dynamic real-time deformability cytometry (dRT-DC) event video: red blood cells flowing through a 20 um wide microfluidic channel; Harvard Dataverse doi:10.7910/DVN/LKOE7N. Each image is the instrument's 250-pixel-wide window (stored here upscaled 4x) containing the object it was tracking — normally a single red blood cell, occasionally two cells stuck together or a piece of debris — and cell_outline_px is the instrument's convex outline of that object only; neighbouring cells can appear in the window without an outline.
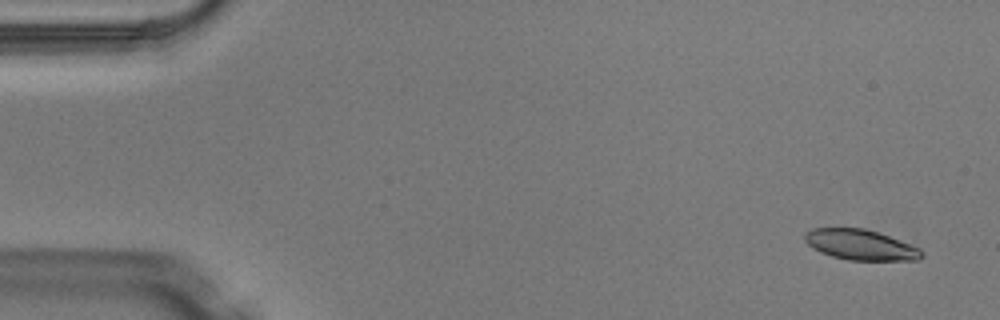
{"species": "Egyptian fruit bat (a non-hibernating species)", "species_latin": "Rousettus aegyptiacus", "temperature_condition": "warm", "stored_images_in_passage": 5, "camera_frame_rate_fps": 3000, "um_per_image_px": 0.085, "animal": {"sex": "male"}, "frame": {"image": 1, "passage_image": 1, "time_ms": 0.0, "image_size_px": [1000, 320], "cell_outline_px": [[924, 256], [920, 260], [848, 260], [832, 256], [820, 252], [812, 248], [804, 240], [804, 232], [812, 228], [864, 228], [888, 236], [920, 248], [924, 252]], "centroid_in_image_um": [73.13, 20.81], "position_along_channel_um": 11.9, "area_um2": 20.75}}
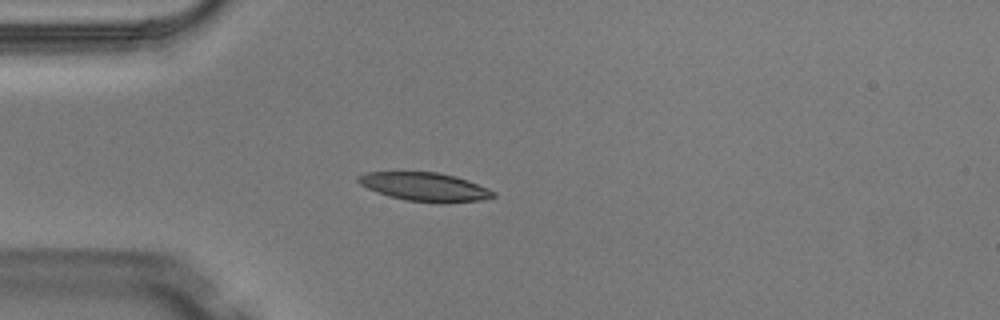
{"frame": {"image": 2, "passage_image": 4, "time_ms": 1.0, "image_size_px": [1000, 320], "cell_outline_px": [[496, 196], [480, 200], [444, 204], [404, 200], [388, 196], [376, 192], [360, 184], [356, 180], [360, 176], [368, 172], [436, 172], [456, 176], [468, 180], [488, 188], [496, 192]], "centroid_in_image_um": [36.15, 15.9], "position_along_channel_um": 48.9, "area_um2": 22.66}}